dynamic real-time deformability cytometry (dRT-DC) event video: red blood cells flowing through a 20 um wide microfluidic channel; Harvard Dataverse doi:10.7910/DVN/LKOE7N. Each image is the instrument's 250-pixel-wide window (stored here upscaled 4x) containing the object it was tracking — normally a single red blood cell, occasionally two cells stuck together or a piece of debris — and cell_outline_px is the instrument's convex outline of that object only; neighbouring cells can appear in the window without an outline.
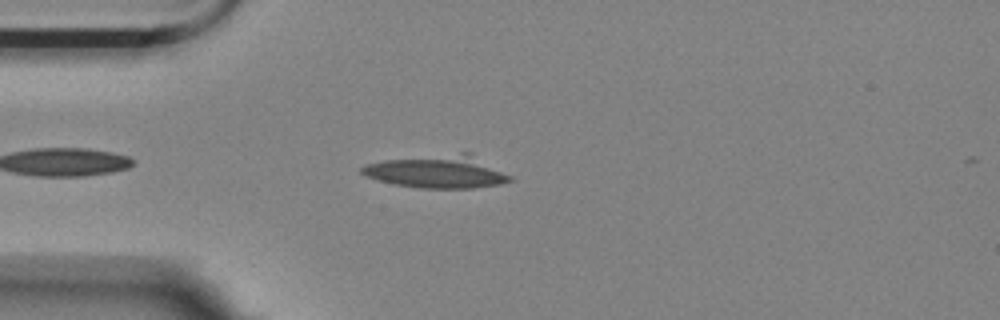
{"species": "Egyptian fruit bat (a non-hibernating species)", "species_latin": "Rousettus aegyptiacus", "temperature_condition": "room temperature", "stored_images_in_passage": 18, "camera_frame_rate_fps": 3000, "um_per_image_px": 0.085, "animal": {"sex": "female"}, "frame": {"image": 1, "passage_image": 3, "time_ms": 0.667, "image_size_px": [1000, 320], "cell_outline_px": [[516, 180], [500, 184], [472, 188], [420, 188], [396, 184], [380, 180], [368, 176], [360, 172], [360, 168], [368, 164], [384, 160], [464, 152], [468, 152], [512, 176]], "centroid_in_image_um": [37.24, 14.6], "position_along_channel_um": 47.8, "area_um2": 27.92}}
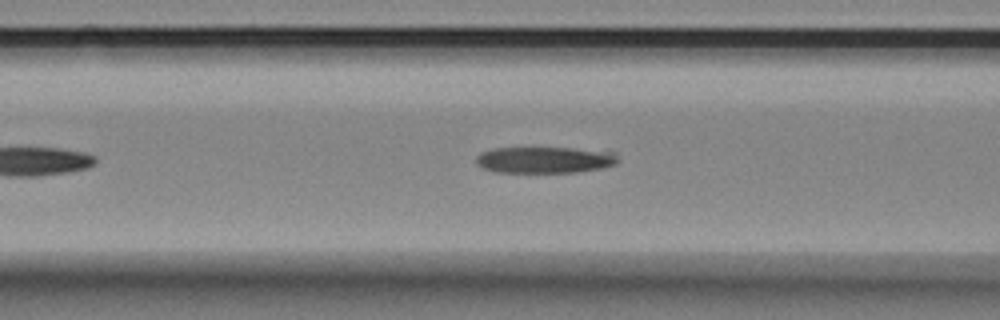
{"frame": {"image": 2, "passage_image": 10, "time_ms": 3.0, "image_size_px": [1000, 320], "cell_outline_px": [[620, 160], [616, 164], [600, 168], [576, 172], [496, 172], [484, 168], [476, 164], [476, 156], [480, 152], [496, 148], [572, 148], [616, 152]], "centroid_in_image_um": [46.32, 13.58], "position_along_channel_um": 120.3, "area_um2": 21.85}}
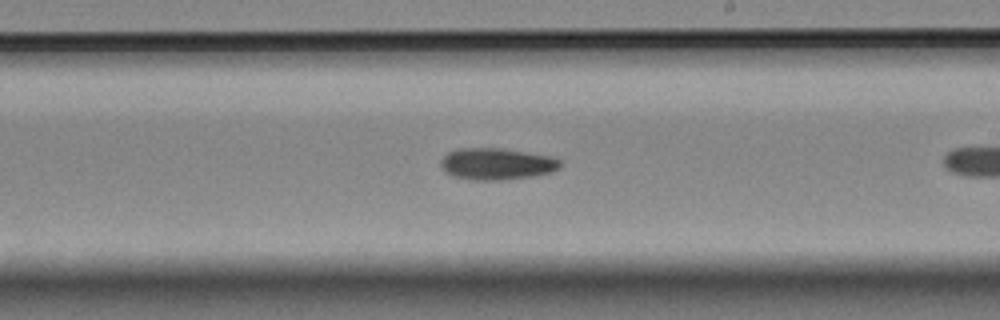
{"frame": {"image": 3, "passage_image": 17, "time_ms": 5.333, "image_size_px": [1000, 320], "cell_outline_px": [[564, 164], [560, 168], [552, 172], [532, 176], [500, 180], [472, 180], [452, 176], [440, 164], [440, 160], [448, 152], [456, 148], [500, 148], [552, 156], [560, 160]], "centroid_in_image_um": [42.25, 13.92], "position_along_channel_um": 246.8, "area_um2": 22.14}}